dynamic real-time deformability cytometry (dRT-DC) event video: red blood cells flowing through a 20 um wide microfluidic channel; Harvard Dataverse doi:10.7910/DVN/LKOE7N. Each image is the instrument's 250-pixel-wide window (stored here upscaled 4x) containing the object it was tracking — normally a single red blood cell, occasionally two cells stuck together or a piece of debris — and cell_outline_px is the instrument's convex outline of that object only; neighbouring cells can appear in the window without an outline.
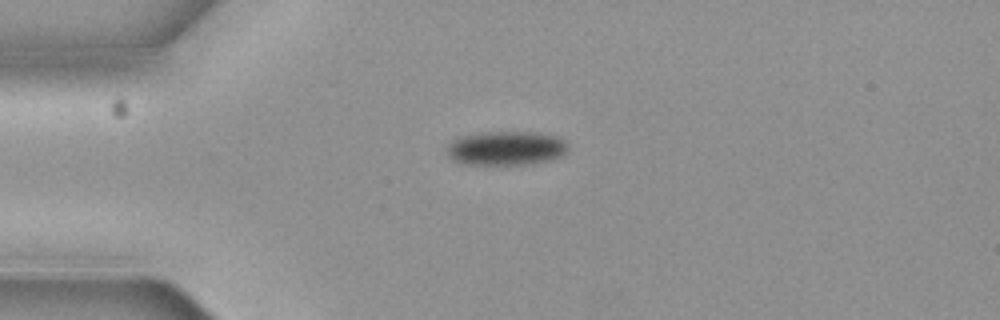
{"species": "common noctule bat (a hibernating species)", "species_latin": "Nyctalus noctula", "temperature_condition": "cold", "stored_images_in_passage": 12, "camera_frame_rate_fps": 3000, "um_per_image_px": 0.085, "animal": {"sex": "female", "body_mass_g": 19.3, "forearm_length_mm": 54.1}, "frame": {"image": 1, "passage_image": 1, "time_ms": 0.0, "image_size_px": [1000, 320], "cell_outline_px": [[568, 148], [560, 156], [552, 160], [524, 164], [464, 164], [452, 160], [448, 156], [448, 144], [452, 140], [460, 136], [476, 132], [536, 132], [560, 136], [568, 144]], "centroid_in_image_um": [43.01, 12.58], "position_along_channel_um": 42.0, "area_um2": 24.28}}
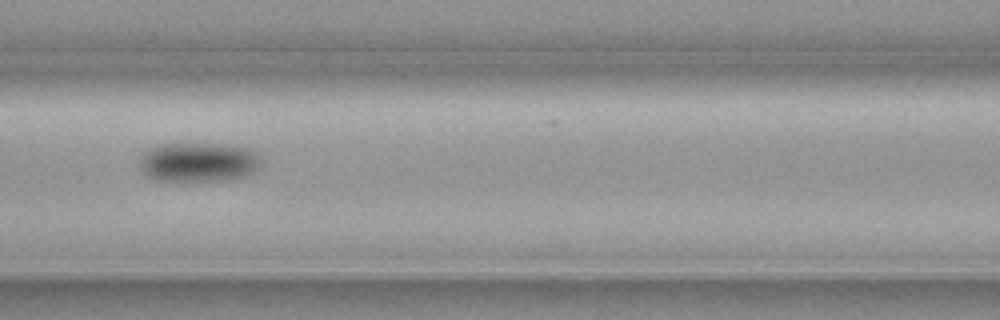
{"frame": {"image": 2, "passage_image": 4, "time_ms": 1.0, "image_size_px": [1000, 320], "cell_outline_px": [[260, 168], [244, 176], [224, 180], [156, 180], [148, 176], [140, 168], [140, 160], [144, 152], [160, 144], [232, 144], [248, 148], [256, 152], [260, 156]], "centroid_in_image_um": [16.91, 13.76], "position_along_channel_um": 149.7, "area_um2": 27.74}}
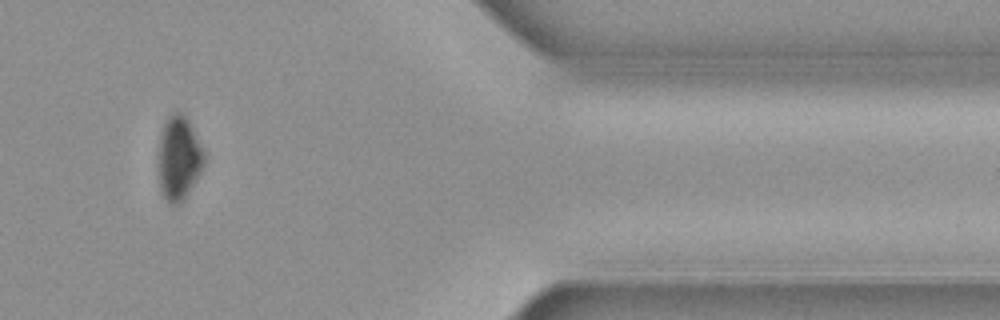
{"frame": {"image": 3, "passage_image": 10, "time_ms": 3.0, "image_size_px": [1000, 320], "cell_outline_px": [[204, 164], [200, 172], [188, 192], [180, 204], [168, 204], [160, 188], [160, 136], [164, 124], [168, 116], [172, 112], [180, 112], [188, 120], [204, 152]], "centroid_in_image_um": [15.21, 13.44], "position_along_channel_um": 396.2, "area_um2": 21.68}}